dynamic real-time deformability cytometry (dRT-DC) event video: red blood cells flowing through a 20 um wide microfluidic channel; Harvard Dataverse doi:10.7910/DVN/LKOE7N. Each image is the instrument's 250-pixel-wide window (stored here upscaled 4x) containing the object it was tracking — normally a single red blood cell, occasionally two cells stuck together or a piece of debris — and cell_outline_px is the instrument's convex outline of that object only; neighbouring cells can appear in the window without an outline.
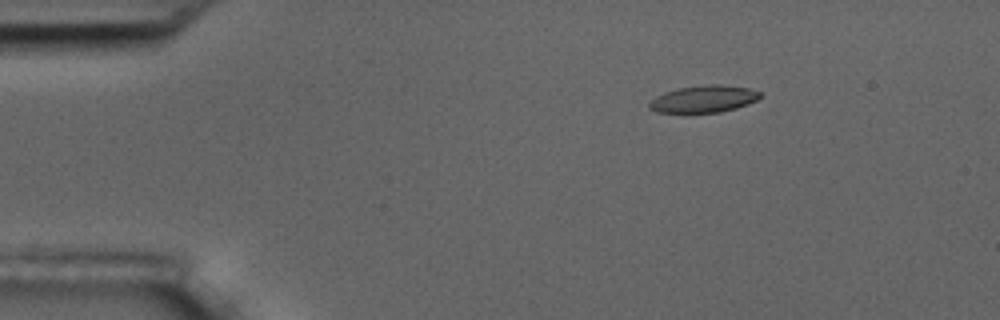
{"species": "common noctule bat (a hibernating species)", "species_latin": "Nyctalus noctula", "temperature_condition": "room temperature", "stored_images_in_passage": 3, "camera_frame_rate_fps": 3000, "um_per_image_px": 0.085, "animal": {"sex": "male", "body_mass_g": 17.5, "forearm_length_mm": 52.3}, "frame": {"image": 1, "passage_image": 1, "time_ms": 0.0, "image_size_px": [1000, 320], "cell_outline_px": [[760, 96], [756, 100], [748, 104], [736, 108], [720, 112], [684, 116], [656, 112], [648, 108], [648, 104], [656, 96], [664, 92], [680, 88], [712, 84], [720, 84], [748, 88], [760, 92]], "centroid_in_image_um": [59.73, 8.47], "position_along_channel_um": 25.3, "area_um2": 18.15}}